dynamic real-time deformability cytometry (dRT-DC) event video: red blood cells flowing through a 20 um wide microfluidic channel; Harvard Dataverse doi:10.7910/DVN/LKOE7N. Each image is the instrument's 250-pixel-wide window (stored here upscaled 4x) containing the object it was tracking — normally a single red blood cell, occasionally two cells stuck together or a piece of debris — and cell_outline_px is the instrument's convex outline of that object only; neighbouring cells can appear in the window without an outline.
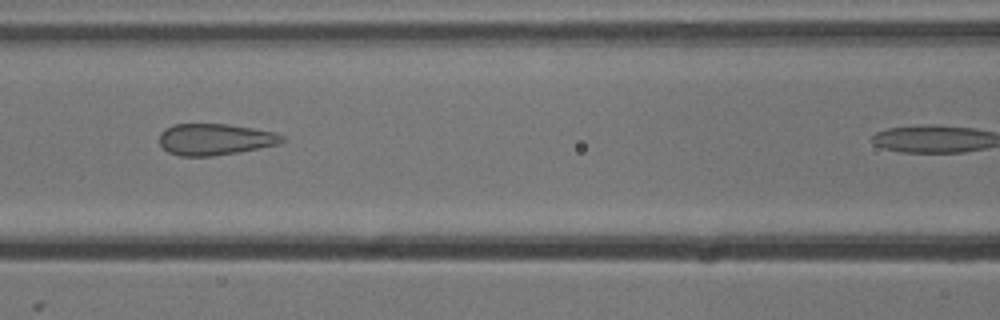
{"species": "common noctule bat (a hibernating species)", "species_latin": "Nyctalus noctula", "temperature_condition": "cold", "stored_images_in_passage": 5, "camera_frame_rate_fps": 3000, "um_per_image_px": 0.085, "animal": {"sex": "male", "body_mass_g": 13.3}, "frame": {"image": 1, "passage_image": 4, "time_ms": 1.0, "image_size_px": [1000, 320], "cell_outline_px": [[284, 140], [276, 144], [236, 152], [212, 156], [180, 156], [168, 152], [160, 144], [160, 132], [164, 128], [172, 124], [228, 124], [252, 128], [272, 132], [284, 136]], "centroid_in_image_um": [18.2, 11.83], "position_along_channel_um": 148.4, "area_um2": 22.2}}